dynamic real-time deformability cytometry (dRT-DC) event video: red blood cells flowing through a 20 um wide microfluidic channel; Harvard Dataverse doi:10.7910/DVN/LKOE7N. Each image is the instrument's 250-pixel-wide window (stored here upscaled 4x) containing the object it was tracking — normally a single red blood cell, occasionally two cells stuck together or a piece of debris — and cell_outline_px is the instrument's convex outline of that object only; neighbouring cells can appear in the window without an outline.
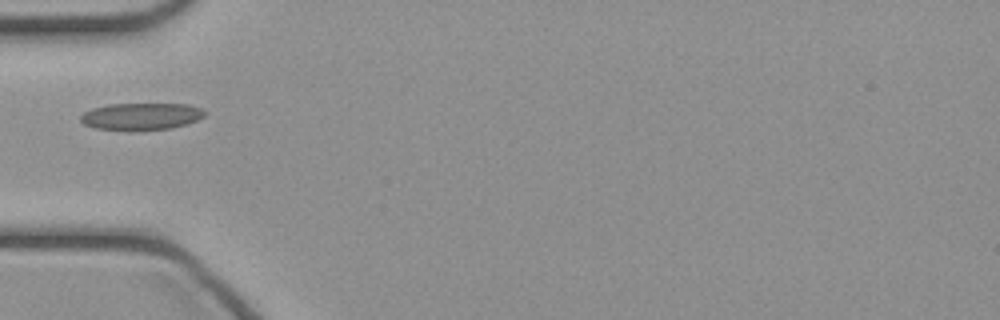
{"species": "common noctule bat (a hibernating species)", "species_latin": "Nyctalus noctula", "temperature_condition": "cold", "stored_images_in_passage": 28, "camera_frame_rate_fps": 3000, "um_per_image_px": 0.085, "animal": {"sex": "female", "body_mass_g": 21.9}, "frame": {"image": 1, "passage_image": 1, "time_ms": 0.0, "image_size_px": [1000, 320], "cell_outline_px": [[208, 112], [204, 116], [188, 124], [172, 128], [136, 132], [128, 132], [92, 128], [84, 124], [80, 120], [80, 116], [84, 112], [92, 108], [108, 104], [188, 104], [200, 108]], "centroid_in_image_um": [11.98, 9.92], "position_along_channel_um": 73.0, "area_um2": 20.23}}
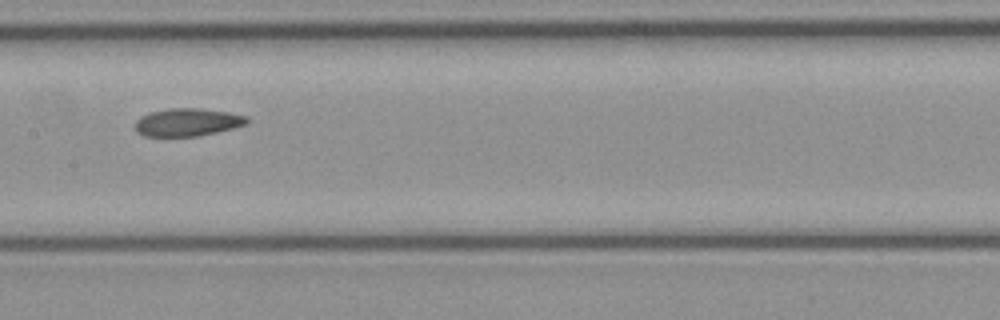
{"frame": {"image": 2, "passage_image": 9, "time_ms": 2.667, "image_size_px": [1000, 320], "cell_outline_px": [[248, 124], [216, 132], [196, 136], [144, 136], [136, 132], [136, 120], [140, 116], [148, 112], [168, 108], [200, 108], [228, 112], [248, 116]], "centroid_in_image_um": [15.92, 10.38], "position_along_channel_um": 191.5, "area_um2": 18.21}}
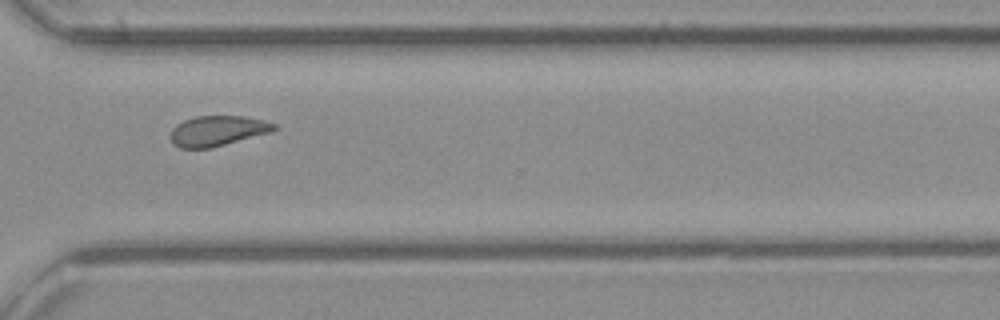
{"frame": {"image": 3, "passage_image": 20, "time_ms": 6.333, "image_size_px": [1000, 320], "cell_outline_px": [[276, 128], [272, 132], [212, 148], [180, 148], [172, 144], [172, 128], [176, 124], [184, 120], [196, 116], [244, 116], [264, 120], [276, 124]], "centroid_in_image_um": [18.51, 11.12], "position_along_channel_um": 352.1, "area_um2": 18.32}}